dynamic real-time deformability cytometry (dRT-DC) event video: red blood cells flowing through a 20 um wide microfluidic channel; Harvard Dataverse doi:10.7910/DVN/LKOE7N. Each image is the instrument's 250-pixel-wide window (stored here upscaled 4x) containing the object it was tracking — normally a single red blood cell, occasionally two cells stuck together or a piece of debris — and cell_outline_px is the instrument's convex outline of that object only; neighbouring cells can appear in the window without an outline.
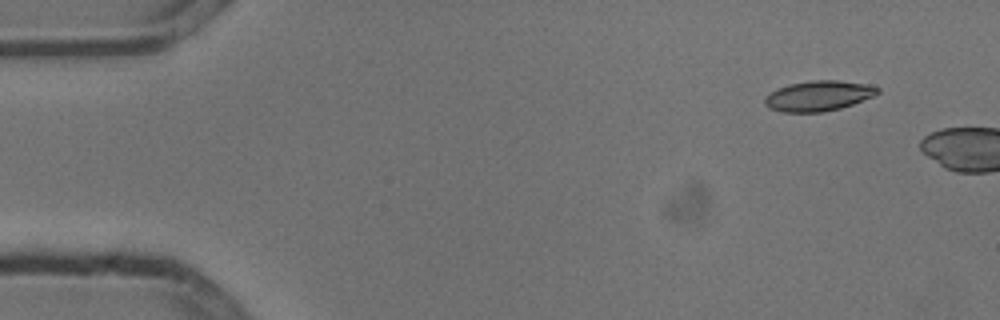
{"species": "common noctule bat (a hibernating species)", "species_latin": "Nyctalus noctula", "temperature_condition": "cold", "stored_images_in_passage": 3, "camera_frame_rate_fps": 3000, "um_per_image_px": 0.085, "animal": {"sex": "male", "body_mass_g": 13.3}, "frame": {"image": 1, "passage_image": 2, "time_ms": 0.333, "image_size_px": [1000, 320], "cell_outline_px": [[880, 92], [872, 96], [852, 104], [840, 108], [824, 112], [784, 112], [768, 108], [764, 104], [764, 96], [776, 88], [788, 84], [812, 80], [836, 80], [868, 84], [880, 88]], "centroid_in_image_um": [69.53, 8.14], "position_along_channel_um": 15.5, "area_um2": 20.0}}